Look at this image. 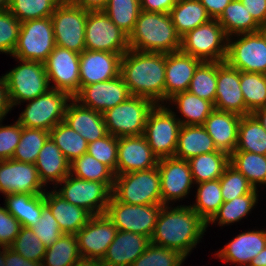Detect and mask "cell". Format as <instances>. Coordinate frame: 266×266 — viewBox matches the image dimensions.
Segmentation results:
<instances>
[{"mask_svg": "<svg viewBox=\"0 0 266 266\" xmlns=\"http://www.w3.org/2000/svg\"><path fill=\"white\" fill-rule=\"evenodd\" d=\"M249 264L251 266H266V246Z\"/></svg>", "mask_w": 266, "mask_h": 266, "instance_id": "obj_63", "label": "cell"}, {"mask_svg": "<svg viewBox=\"0 0 266 266\" xmlns=\"http://www.w3.org/2000/svg\"><path fill=\"white\" fill-rule=\"evenodd\" d=\"M68 1L88 11L103 10L108 2V0H68Z\"/></svg>", "mask_w": 266, "mask_h": 266, "instance_id": "obj_62", "label": "cell"}, {"mask_svg": "<svg viewBox=\"0 0 266 266\" xmlns=\"http://www.w3.org/2000/svg\"><path fill=\"white\" fill-rule=\"evenodd\" d=\"M240 1L259 25L266 23V0Z\"/></svg>", "mask_w": 266, "mask_h": 266, "instance_id": "obj_57", "label": "cell"}, {"mask_svg": "<svg viewBox=\"0 0 266 266\" xmlns=\"http://www.w3.org/2000/svg\"><path fill=\"white\" fill-rule=\"evenodd\" d=\"M229 163L247 178L254 189L258 183L266 184V155L234 151L229 156Z\"/></svg>", "mask_w": 266, "mask_h": 266, "instance_id": "obj_38", "label": "cell"}, {"mask_svg": "<svg viewBox=\"0 0 266 266\" xmlns=\"http://www.w3.org/2000/svg\"><path fill=\"white\" fill-rule=\"evenodd\" d=\"M217 20L228 38L234 34L238 37L241 34L258 32L260 27L240 0H232Z\"/></svg>", "mask_w": 266, "mask_h": 266, "instance_id": "obj_34", "label": "cell"}, {"mask_svg": "<svg viewBox=\"0 0 266 266\" xmlns=\"http://www.w3.org/2000/svg\"><path fill=\"white\" fill-rule=\"evenodd\" d=\"M20 27L21 22L9 10L0 12V52L13 54Z\"/></svg>", "mask_w": 266, "mask_h": 266, "instance_id": "obj_53", "label": "cell"}, {"mask_svg": "<svg viewBox=\"0 0 266 266\" xmlns=\"http://www.w3.org/2000/svg\"><path fill=\"white\" fill-rule=\"evenodd\" d=\"M1 125L2 124H0V160L12 159L20 141L22 125L18 121L13 125Z\"/></svg>", "mask_w": 266, "mask_h": 266, "instance_id": "obj_55", "label": "cell"}, {"mask_svg": "<svg viewBox=\"0 0 266 266\" xmlns=\"http://www.w3.org/2000/svg\"><path fill=\"white\" fill-rule=\"evenodd\" d=\"M30 229L46 247H50L61 235H63L57 220L46 204L42 207L39 221L36 224H33Z\"/></svg>", "mask_w": 266, "mask_h": 266, "instance_id": "obj_54", "label": "cell"}, {"mask_svg": "<svg viewBox=\"0 0 266 266\" xmlns=\"http://www.w3.org/2000/svg\"><path fill=\"white\" fill-rule=\"evenodd\" d=\"M196 198L190 207L207 223L224 202L219 179L198 183Z\"/></svg>", "mask_w": 266, "mask_h": 266, "instance_id": "obj_42", "label": "cell"}, {"mask_svg": "<svg viewBox=\"0 0 266 266\" xmlns=\"http://www.w3.org/2000/svg\"><path fill=\"white\" fill-rule=\"evenodd\" d=\"M214 108L241 116L252 114L245 106L240 87V71L226 62H217V87Z\"/></svg>", "mask_w": 266, "mask_h": 266, "instance_id": "obj_22", "label": "cell"}, {"mask_svg": "<svg viewBox=\"0 0 266 266\" xmlns=\"http://www.w3.org/2000/svg\"><path fill=\"white\" fill-rule=\"evenodd\" d=\"M12 109L10 100H9V94H8V88H7V82L3 76L0 78V122L4 119L3 117L6 116V114L9 112V110Z\"/></svg>", "mask_w": 266, "mask_h": 266, "instance_id": "obj_61", "label": "cell"}, {"mask_svg": "<svg viewBox=\"0 0 266 266\" xmlns=\"http://www.w3.org/2000/svg\"><path fill=\"white\" fill-rule=\"evenodd\" d=\"M5 266H42V262L27 260L10 247H5Z\"/></svg>", "mask_w": 266, "mask_h": 266, "instance_id": "obj_59", "label": "cell"}, {"mask_svg": "<svg viewBox=\"0 0 266 266\" xmlns=\"http://www.w3.org/2000/svg\"><path fill=\"white\" fill-rule=\"evenodd\" d=\"M200 59L181 51L166 54L165 68V101L174 95L188 91L191 79L197 67L202 63Z\"/></svg>", "mask_w": 266, "mask_h": 266, "instance_id": "obj_24", "label": "cell"}, {"mask_svg": "<svg viewBox=\"0 0 266 266\" xmlns=\"http://www.w3.org/2000/svg\"><path fill=\"white\" fill-rule=\"evenodd\" d=\"M27 260L42 262L47 247L29 227H21L19 234L9 246Z\"/></svg>", "mask_w": 266, "mask_h": 266, "instance_id": "obj_51", "label": "cell"}, {"mask_svg": "<svg viewBox=\"0 0 266 266\" xmlns=\"http://www.w3.org/2000/svg\"><path fill=\"white\" fill-rule=\"evenodd\" d=\"M149 245L148 237L118 230L101 264L103 266H131Z\"/></svg>", "mask_w": 266, "mask_h": 266, "instance_id": "obj_26", "label": "cell"}, {"mask_svg": "<svg viewBox=\"0 0 266 266\" xmlns=\"http://www.w3.org/2000/svg\"><path fill=\"white\" fill-rule=\"evenodd\" d=\"M118 137L111 134L88 143V150L96 160L108 166L116 175L117 168Z\"/></svg>", "mask_w": 266, "mask_h": 266, "instance_id": "obj_52", "label": "cell"}, {"mask_svg": "<svg viewBox=\"0 0 266 266\" xmlns=\"http://www.w3.org/2000/svg\"><path fill=\"white\" fill-rule=\"evenodd\" d=\"M258 32L262 36V38L266 41V23L260 25L258 28Z\"/></svg>", "mask_w": 266, "mask_h": 266, "instance_id": "obj_67", "label": "cell"}, {"mask_svg": "<svg viewBox=\"0 0 266 266\" xmlns=\"http://www.w3.org/2000/svg\"><path fill=\"white\" fill-rule=\"evenodd\" d=\"M103 11L129 36L141 11L140 0H108Z\"/></svg>", "mask_w": 266, "mask_h": 266, "instance_id": "obj_44", "label": "cell"}, {"mask_svg": "<svg viewBox=\"0 0 266 266\" xmlns=\"http://www.w3.org/2000/svg\"><path fill=\"white\" fill-rule=\"evenodd\" d=\"M49 137L70 163L88 150V142L64 121L49 131Z\"/></svg>", "mask_w": 266, "mask_h": 266, "instance_id": "obj_39", "label": "cell"}, {"mask_svg": "<svg viewBox=\"0 0 266 266\" xmlns=\"http://www.w3.org/2000/svg\"><path fill=\"white\" fill-rule=\"evenodd\" d=\"M44 198L63 234L75 235L93 216L84 208L67 202L55 190L45 192Z\"/></svg>", "mask_w": 266, "mask_h": 266, "instance_id": "obj_28", "label": "cell"}, {"mask_svg": "<svg viewBox=\"0 0 266 266\" xmlns=\"http://www.w3.org/2000/svg\"><path fill=\"white\" fill-rule=\"evenodd\" d=\"M10 0H0V12L8 10Z\"/></svg>", "mask_w": 266, "mask_h": 266, "instance_id": "obj_66", "label": "cell"}, {"mask_svg": "<svg viewBox=\"0 0 266 266\" xmlns=\"http://www.w3.org/2000/svg\"><path fill=\"white\" fill-rule=\"evenodd\" d=\"M88 10L62 0L51 15L56 46L78 54L85 48V26Z\"/></svg>", "mask_w": 266, "mask_h": 266, "instance_id": "obj_7", "label": "cell"}, {"mask_svg": "<svg viewBox=\"0 0 266 266\" xmlns=\"http://www.w3.org/2000/svg\"><path fill=\"white\" fill-rule=\"evenodd\" d=\"M5 207L23 227H31L39 221L42 207L45 205L44 194L32 195L15 193L5 195Z\"/></svg>", "mask_w": 266, "mask_h": 266, "instance_id": "obj_33", "label": "cell"}, {"mask_svg": "<svg viewBox=\"0 0 266 266\" xmlns=\"http://www.w3.org/2000/svg\"><path fill=\"white\" fill-rule=\"evenodd\" d=\"M211 19H218L232 0H199Z\"/></svg>", "mask_w": 266, "mask_h": 266, "instance_id": "obj_60", "label": "cell"}, {"mask_svg": "<svg viewBox=\"0 0 266 266\" xmlns=\"http://www.w3.org/2000/svg\"><path fill=\"white\" fill-rule=\"evenodd\" d=\"M235 151L266 155V130L253 114L241 117Z\"/></svg>", "mask_w": 266, "mask_h": 266, "instance_id": "obj_37", "label": "cell"}, {"mask_svg": "<svg viewBox=\"0 0 266 266\" xmlns=\"http://www.w3.org/2000/svg\"><path fill=\"white\" fill-rule=\"evenodd\" d=\"M112 195L132 205L162 204L158 167L115 175Z\"/></svg>", "mask_w": 266, "mask_h": 266, "instance_id": "obj_4", "label": "cell"}, {"mask_svg": "<svg viewBox=\"0 0 266 266\" xmlns=\"http://www.w3.org/2000/svg\"><path fill=\"white\" fill-rule=\"evenodd\" d=\"M122 55L107 51L84 50L80 53V90L89 84L105 82L120 75Z\"/></svg>", "mask_w": 266, "mask_h": 266, "instance_id": "obj_23", "label": "cell"}, {"mask_svg": "<svg viewBox=\"0 0 266 266\" xmlns=\"http://www.w3.org/2000/svg\"><path fill=\"white\" fill-rule=\"evenodd\" d=\"M117 231L106 214L93 215L75 234L81 258L102 261Z\"/></svg>", "mask_w": 266, "mask_h": 266, "instance_id": "obj_17", "label": "cell"}, {"mask_svg": "<svg viewBox=\"0 0 266 266\" xmlns=\"http://www.w3.org/2000/svg\"><path fill=\"white\" fill-rule=\"evenodd\" d=\"M62 0H10L8 10L22 23L51 17Z\"/></svg>", "mask_w": 266, "mask_h": 266, "instance_id": "obj_48", "label": "cell"}, {"mask_svg": "<svg viewBox=\"0 0 266 266\" xmlns=\"http://www.w3.org/2000/svg\"><path fill=\"white\" fill-rule=\"evenodd\" d=\"M131 94L121 75L114 79L84 86L74 97L82 106L104 113L126 101Z\"/></svg>", "mask_w": 266, "mask_h": 266, "instance_id": "obj_20", "label": "cell"}, {"mask_svg": "<svg viewBox=\"0 0 266 266\" xmlns=\"http://www.w3.org/2000/svg\"><path fill=\"white\" fill-rule=\"evenodd\" d=\"M85 48L123 55L129 48L128 35L103 11H89L85 26Z\"/></svg>", "mask_w": 266, "mask_h": 266, "instance_id": "obj_14", "label": "cell"}, {"mask_svg": "<svg viewBox=\"0 0 266 266\" xmlns=\"http://www.w3.org/2000/svg\"><path fill=\"white\" fill-rule=\"evenodd\" d=\"M154 106L147 98L130 96L106 110L103 118L108 133L118 138L143 135L147 116Z\"/></svg>", "mask_w": 266, "mask_h": 266, "instance_id": "obj_6", "label": "cell"}, {"mask_svg": "<svg viewBox=\"0 0 266 266\" xmlns=\"http://www.w3.org/2000/svg\"><path fill=\"white\" fill-rule=\"evenodd\" d=\"M67 105L64 122L79 133L88 143L108 134L103 114L78 104L74 98Z\"/></svg>", "mask_w": 266, "mask_h": 266, "instance_id": "obj_27", "label": "cell"}, {"mask_svg": "<svg viewBox=\"0 0 266 266\" xmlns=\"http://www.w3.org/2000/svg\"><path fill=\"white\" fill-rule=\"evenodd\" d=\"M266 246V230L248 231L239 234L215 256L237 264H249Z\"/></svg>", "mask_w": 266, "mask_h": 266, "instance_id": "obj_29", "label": "cell"}, {"mask_svg": "<svg viewBox=\"0 0 266 266\" xmlns=\"http://www.w3.org/2000/svg\"><path fill=\"white\" fill-rule=\"evenodd\" d=\"M0 266H5V247L0 251Z\"/></svg>", "mask_w": 266, "mask_h": 266, "instance_id": "obj_68", "label": "cell"}, {"mask_svg": "<svg viewBox=\"0 0 266 266\" xmlns=\"http://www.w3.org/2000/svg\"><path fill=\"white\" fill-rule=\"evenodd\" d=\"M22 62L3 77L7 82L11 106L30 101L46 93L50 88L44 63L29 60Z\"/></svg>", "mask_w": 266, "mask_h": 266, "instance_id": "obj_9", "label": "cell"}, {"mask_svg": "<svg viewBox=\"0 0 266 266\" xmlns=\"http://www.w3.org/2000/svg\"><path fill=\"white\" fill-rule=\"evenodd\" d=\"M240 266H251L250 264H240Z\"/></svg>", "mask_w": 266, "mask_h": 266, "instance_id": "obj_69", "label": "cell"}, {"mask_svg": "<svg viewBox=\"0 0 266 266\" xmlns=\"http://www.w3.org/2000/svg\"><path fill=\"white\" fill-rule=\"evenodd\" d=\"M257 192L258 191L255 189L252 193L236 197L231 201L223 202L218 211L206 223V225L211 222L215 223V221H219L218 223L220 226L238 222L245 217L251 209H253V206L258 200Z\"/></svg>", "mask_w": 266, "mask_h": 266, "instance_id": "obj_43", "label": "cell"}, {"mask_svg": "<svg viewBox=\"0 0 266 266\" xmlns=\"http://www.w3.org/2000/svg\"><path fill=\"white\" fill-rule=\"evenodd\" d=\"M227 46L224 28L211 19L181 37L180 51L205 62H225Z\"/></svg>", "mask_w": 266, "mask_h": 266, "instance_id": "obj_5", "label": "cell"}, {"mask_svg": "<svg viewBox=\"0 0 266 266\" xmlns=\"http://www.w3.org/2000/svg\"><path fill=\"white\" fill-rule=\"evenodd\" d=\"M240 87L251 113L266 106V74L240 71Z\"/></svg>", "mask_w": 266, "mask_h": 266, "instance_id": "obj_45", "label": "cell"}, {"mask_svg": "<svg viewBox=\"0 0 266 266\" xmlns=\"http://www.w3.org/2000/svg\"><path fill=\"white\" fill-rule=\"evenodd\" d=\"M158 160L143 135L118 138L116 175L152 169Z\"/></svg>", "mask_w": 266, "mask_h": 266, "instance_id": "obj_21", "label": "cell"}, {"mask_svg": "<svg viewBox=\"0 0 266 266\" xmlns=\"http://www.w3.org/2000/svg\"><path fill=\"white\" fill-rule=\"evenodd\" d=\"M219 182L224 202L252 193L255 190L247 178L230 163L224 169L222 176L219 178Z\"/></svg>", "mask_w": 266, "mask_h": 266, "instance_id": "obj_50", "label": "cell"}, {"mask_svg": "<svg viewBox=\"0 0 266 266\" xmlns=\"http://www.w3.org/2000/svg\"><path fill=\"white\" fill-rule=\"evenodd\" d=\"M163 206L127 204L112 195L105 214L119 231L141 234L150 239Z\"/></svg>", "mask_w": 266, "mask_h": 266, "instance_id": "obj_12", "label": "cell"}, {"mask_svg": "<svg viewBox=\"0 0 266 266\" xmlns=\"http://www.w3.org/2000/svg\"><path fill=\"white\" fill-rule=\"evenodd\" d=\"M185 259L176 250L150 243L131 266H181Z\"/></svg>", "mask_w": 266, "mask_h": 266, "instance_id": "obj_49", "label": "cell"}, {"mask_svg": "<svg viewBox=\"0 0 266 266\" xmlns=\"http://www.w3.org/2000/svg\"><path fill=\"white\" fill-rule=\"evenodd\" d=\"M51 17L21 23L18 43L12 54L18 60L44 63L55 48Z\"/></svg>", "mask_w": 266, "mask_h": 266, "instance_id": "obj_10", "label": "cell"}, {"mask_svg": "<svg viewBox=\"0 0 266 266\" xmlns=\"http://www.w3.org/2000/svg\"><path fill=\"white\" fill-rule=\"evenodd\" d=\"M81 259L76 235L63 234L47 247L42 266H73Z\"/></svg>", "mask_w": 266, "mask_h": 266, "instance_id": "obj_40", "label": "cell"}, {"mask_svg": "<svg viewBox=\"0 0 266 266\" xmlns=\"http://www.w3.org/2000/svg\"><path fill=\"white\" fill-rule=\"evenodd\" d=\"M43 187L35 164L0 160V192L3 194H44Z\"/></svg>", "mask_w": 266, "mask_h": 266, "instance_id": "obj_18", "label": "cell"}, {"mask_svg": "<svg viewBox=\"0 0 266 266\" xmlns=\"http://www.w3.org/2000/svg\"><path fill=\"white\" fill-rule=\"evenodd\" d=\"M169 15L180 37L211 20L199 0H178Z\"/></svg>", "mask_w": 266, "mask_h": 266, "instance_id": "obj_32", "label": "cell"}, {"mask_svg": "<svg viewBox=\"0 0 266 266\" xmlns=\"http://www.w3.org/2000/svg\"><path fill=\"white\" fill-rule=\"evenodd\" d=\"M80 54L55 46L44 62L48 82L52 80L55 86L50 87L68 93L74 98L80 91L79 73Z\"/></svg>", "mask_w": 266, "mask_h": 266, "instance_id": "obj_16", "label": "cell"}, {"mask_svg": "<svg viewBox=\"0 0 266 266\" xmlns=\"http://www.w3.org/2000/svg\"><path fill=\"white\" fill-rule=\"evenodd\" d=\"M176 103L177 109L186 119L177 118L182 125H203L215 109L214 104L189 91L174 95L169 101ZM182 119V120H181Z\"/></svg>", "mask_w": 266, "mask_h": 266, "instance_id": "obj_35", "label": "cell"}, {"mask_svg": "<svg viewBox=\"0 0 266 266\" xmlns=\"http://www.w3.org/2000/svg\"><path fill=\"white\" fill-rule=\"evenodd\" d=\"M73 98L66 92L49 89L46 93L28 101L18 122L26 128L50 131L58 123L64 121L66 108Z\"/></svg>", "mask_w": 266, "mask_h": 266, "instance_id": "obj_11", "label": "cell"}, {"mask_svg": "<svg viewBox=\"0 0 266 266\" xmlns=\"http://www.w3.org/2000/svg\"><path fill=\"white\" fill-rule=\"evenodd\" d=\"M166 54L129 49L120 61V75L131 96L144 97L155 105L165 100Z\"/></svg>", "mask_w": 266, "mask_h": 266, "instance_id": "obj_1", "label": "cell"}, {"mask_svg": "<svg viewBox=\"0 0 266 266\" xmlns=\"http://www.w3.org/2000/svg\"><path fill=\"white\" fill-rule=\"evenodd\" d=\"M48 138L49 132L44 129L26 128L22 126L20 141L12 159L34 164Z\"/></svg>", "mask_w": 266, "mask_h": 266, "instance_id": "obj_46", "label": "cell"}, {"mask_svg": "<svg viewBox=\"0 0 266 266\" xmlns=\"http://www.w3.org/2000/svg\"><path fill=\"white\" fill-rule=\"evenodd\" d=\"M266 130V106L256 109L252 113Z\"/></svg>", "mask_w": 266, "mask_h": 266, "instance_id": "obj_64", "label": "cell"}, {"mask_svg": "<svg viewBox=\"0 0 266 266\" xmlns=\"http://www.w3.org/2000/svg\"><path fill=\"white\" fill-rule=\"evenodd\" d=\"M34 164L45 186L50 181L56 182L57 185L70 174V162L50 137L44 143Z\"/></svg>", "mask_w": 266, "mask_h": 266, "instance_id": "obj_30", "label": "cell"}, {"mask_svg": "<svg viewBox=\"0 0 266 266\" xmlns=\"http://www.w3.org/2000/svg\"><path fill=\"white\" fill-rule=\"evenodd\" d=\"M217 87V62L203 61L196 69L188 91L214 104Z\"/></svg>", "mask_w": 266, "mask_h": 266, "instance_id": "obj_47", "label": "cell"}, {"mask_svg": "<svg viewBox=\"0 0 266 266\" xmlns=\"http://www.w3.org/2000/svg\"><path fill=\"white\" fill-rule=\"evenodd\" d=\"M218 151L203 125H182L174 157L186 161L203 153Z\"/></svg>", "mask_w": 266, "mask_h": 266, "instance_id": "obj_31", "label": "cell"}, {"mask_svg": "<svg viewBox=\"0 0 266 266\" xmlns=\"http://www.w3.org/2000/svg\"><path fill=\"white\" fill-rule=\"evenodd\" d=\"M63 183V187L56 192L67 202L84 208L92 215L105 214L114 184L82 180L70 174L58 184L62 186Z\"/></svg>", "mask_w": 266, "mask_h": 266, "instance_id": "obj_13", "label": "cell"}, {"mask_svg": "<svg viewBox=\"0 0 266 266\" xmlns=\"http://www.w3.org/2000/svg\"><path fill=\"white\" fill-rule=\"evenodd\" d=\"M157 167L163 205H169L170 201L184 198L190 192L191 185L195 182L188 161L176 157H165L158 160Z\"/></svg>", "mask_w": 266, "mask_h": 266, "instance_id": "obj_19", "label": "cell"}, {"mask_svg": "<svg viewBox=\"0 0 266 266\" xmlns=\"http://www.w3.org/2000/svg\"><path fill=\"white\" fill-rule=\"evenodd\" d=\"M73 266H103L101 261L81 259L76 262Z\"/></svg>", "mask_w": 266, "mask_h": 266, "instance_id": "obj_65", "label": "cell"}, {"mask_svg": "<svg viewBox=\"0 0 266 266\" xmlns=\"http://www.w3.org/2000/svg\"><path fill=\"white\" fill-rule=\"evenodd\" d=\"M70 175L104 184H114L115 180L114 172L87 152L70 163Z\"/></svg>", "mask_w": 266, "mask_h": 266, "instance_id": "obj_41", "label": "cell"}, {"mask_svg": "<svg viewBox=\"0 0 266 266\" xmlns=\"http://www.w3.org/2000/svg\"><path fill=\"white\" fill-rule=\"evenodd\" d=\"M241 117L237 113L214 109L205 120L203 127L213 139L217 150L229 156L235 151Z\"/></svg>", "mask_w": 266, "mask_h": 266, "instance_id": "obj_25", "label": "cell"}, {"mask_svg": "<svg viewBox=\"0 0 266 266\" xmlns=\"http://www.w3.org/2000/svg\"><path fill=\"white\" fill-rule=\"evenodd\" d=\"M128 43L136 51L168 54L180 51L181 37L169 14L141 10Z\"/></svg>", "mask_w": 266, "mask_h": 266, "instance_id": "obj_3", "label": "cell"}, {"mask_svg": "<svg viewBox=\"0 0 266 266\" xmlns=\"http://www.w3.org/2000/svg\"><path fill=\"white\" fill-rule=\"evenodd\" d=\"M178 0H140V7L142 11L166 13L172 10Z\"/></svg>", "mask_w": 266, "mask_h": 266, "instance_id": "obj_58", "label": "cell"}, {"mask_svg": "<svg viewBox=\"0 0 266 266\" xmlns=\"http://www.w3.org/2000/svg\"><path fill=\"white\" fill-rule=\"evenodd\" d=\"M176 114L162 103L149 112L143 136L159 158L174 157L182 124Z\"/></svg>", "mask_w": 266, "mask_h": 266, "instance_id": "obj_8", "label": "cell"}, {"mask_svg": "<svg viewBox=\"0 0 266 266\" xmlns=\"http://www.w3.org/2000/svg\"><path fill=\"white\" fill-rule=\"evenodd\" d=\"M21 223L6 207H0V248L9 247L20 232Z\"/></svg>", "mask_w": 266, "mask_h": 266, "instance_id": "obj_56", "label": "cell"}, {"mask_svg": "<svg viewBox=\"0 0 266 266\" xmlns=\"http://www.w3.org/2000/svg\"><path fill=\"white\" fill-rule=\"evenodd\" d=\"M207 227L206 222L190 206H177L173 209L164 205L150 243L176 250L187 257Z\"/></svg>", "mask_w": 266, "mask_h": 266, "instance_id": "obj_2", "label": "cell"}, {"mask_svg": "<svg viewBox=\"0 0 266 266\" xmlns=\"http://www.w3.org/2000/svg\"><path fill=\"white\" fill-rule=\"evenodd\" d=\"M238 38L235 42L228 38L225 62L239 71L266 74V41L260 33L241 34Z\"/></svg>", "mask_w": 266, "mask_h": 266, "instance_id": "obj_15", "label": "cell"}, {"mask_svg": "<svg viewBox=\"0 0 266 266\" xmlns=\"http://www.w3.org/2000/svg\"><path fill=\"white\" fill-rule=\"evenodd\" d=\"M195 184L219 179L229 164V155L223 151L203 153L188 160Z\"/></svg>", "mask_w": 266, "mask_h": 266, "instance_id": "obj_36", "label": "cell"}]
</instances>
